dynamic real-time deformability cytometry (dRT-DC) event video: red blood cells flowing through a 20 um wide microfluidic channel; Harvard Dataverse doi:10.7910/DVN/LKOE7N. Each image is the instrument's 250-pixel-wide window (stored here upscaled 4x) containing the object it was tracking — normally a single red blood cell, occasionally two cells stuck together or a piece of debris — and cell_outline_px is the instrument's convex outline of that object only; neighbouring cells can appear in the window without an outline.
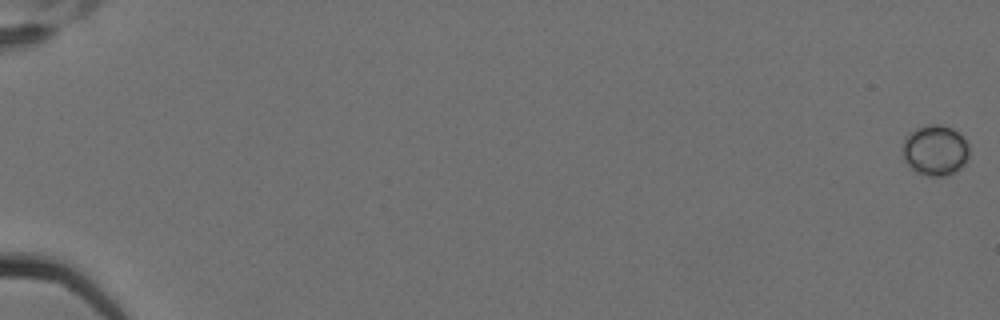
{"species": "Egyptian fruit bat (a non-hibernating species)", "species_latin": "Rousettus aegyptiacus", "temperature_condition": "cold", "stored_images_in_passage": 7, "camera_frame_rate_fps": 3000, "um_per_image_px": 0.085, "animal": {"sex": "female"}, "frame": {"image": 1, "passage_image": 1, "time_ms": 0.0, "image_size_px": [1000, 320], "cell_outline_px": [[968, 160], [956, 172], [944, 176], [928, 176], [916, 172], [904, 160], [904, 140], [908, 132], [924, 124], [940, 124], [952, 128], [960, 132], [968, 144]], "centroid_in_image_um": [79.51, 12.75], "position_along_channel_um": 5.5, "area_um2": 19.83}}
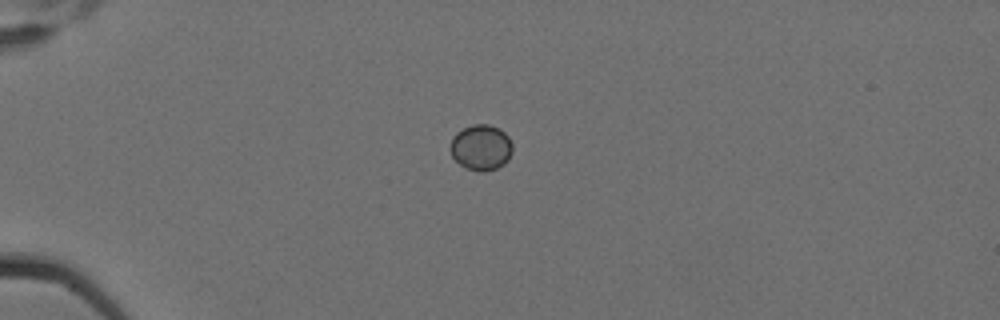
{"frame": {"image": 2, "passage_image": 5, "time_ms": 1.333, "image_size_px": [1000, 320], "cell_outline_px": [[512, 152], [508, 160], [504, 164], [496, 168], [484, 172], [480, 172], [464, 168], [452, 156], [452, 136], [456, 132], [472, 124], [488, 124], [504, 132], [508, 136], [512, 144]], "centroid_in_image_um": [40.9, 12.54], "position_along_channel_um": 44.1, "area_um2": 16.47}}
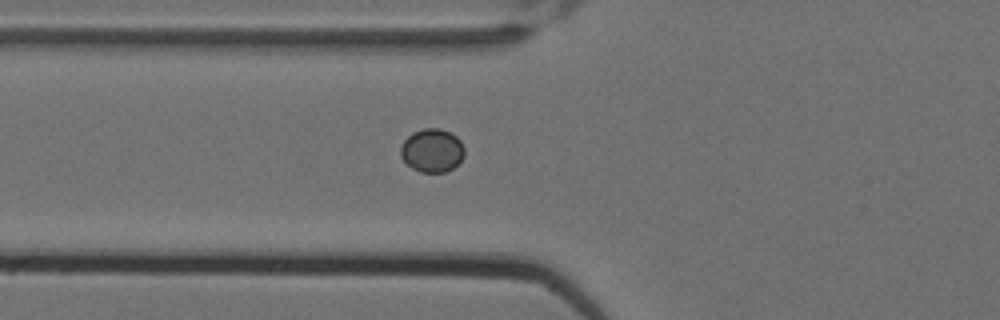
{"frame": {"image": 3, "passage_image": 7, "time_ms": 2.0, "image_size_px": [1000, 320], "cell_outline_px": [[464, 156], [452, 168], [444, 172], [420, 172], [412, 168], [400, 156], [400, 148], [404, 140], [412, 132], [424, 128], [440, 128], [456, 136], [460, 140], [464, 148]], "centroid_in_image_um": [36.71, 12.78], "position_along_channel_um": 89.1, "area_um2": 16.07}}